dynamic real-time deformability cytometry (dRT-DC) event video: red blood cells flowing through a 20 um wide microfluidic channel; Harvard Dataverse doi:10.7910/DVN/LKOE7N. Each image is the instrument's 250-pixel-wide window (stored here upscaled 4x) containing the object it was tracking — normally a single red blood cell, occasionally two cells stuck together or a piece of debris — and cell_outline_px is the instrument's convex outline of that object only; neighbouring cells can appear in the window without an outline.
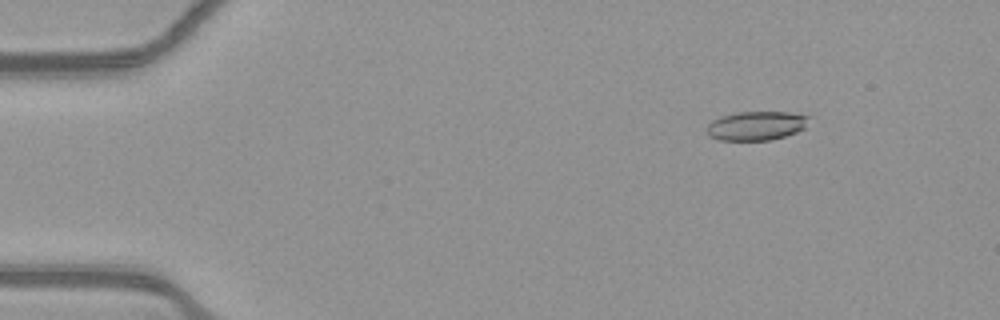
{"species": "common noctule bat (a hibernating species)", "species_latin": "Nyctalus noctula", "temperature_condition": "warm", "stored_images_in_passage": 53, "camera_frame_rate_fps": 3000, "um_per_image_px": 0.085, "animal": {"sex": "female", "body_mass_g": 21.9}, "frame": {"image": 1, "passage_image": 7, "time_ms": 2.0, "image_size_px": [1000, 320], "cell_outline_px": [[812, 116], [804, 128], [796, 132], [772, 140], [720, 140], [708, 136], [704, 132], [708, 124], [712, 120], [720, 116], [736, 112], [788, 112]], "centroid_in_image_um": [64.25, 10.68], "position_along_channel_um": 20.7, "area_um2": 17.51}}
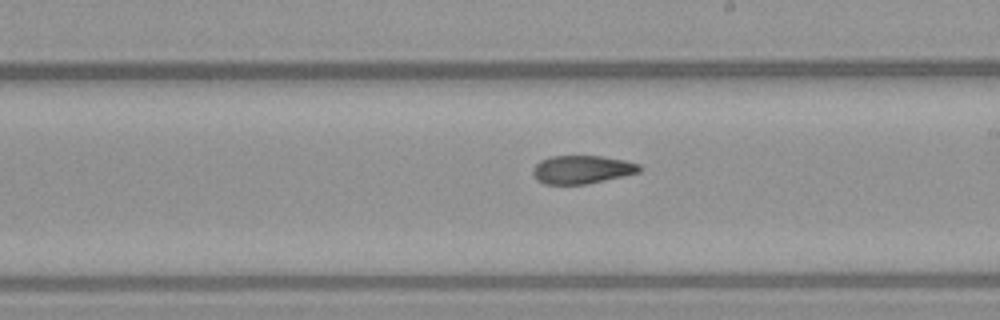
{"frame": {"image": 2, "passage_image": 31, "time_ms": 10.0, "image_size_px": [1000, 320], "cell_outline_px": [[640, 172], [588, 184], [544, 184], [536, 180], [532, 172], [532, 168], [540, 160], [552, 156], [600, 156], [624, 160], [640, 164]], "centroid_in_image_um": [49.44, 14.41], "position_along_channel_um": 239.6, "area_um2": 17.57}}
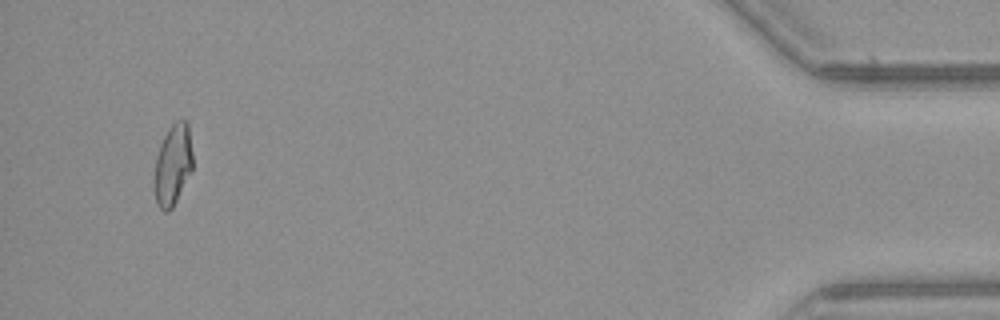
{"frame": {"image": 3, "passage_image": 51, "time_ms": 16.667, "image_size_px": [1000, 320], "cell_outline_px": [[192, 172], [172, 208], [168, 212], [164, 212], [156, 204], [156, 156], [160, 144], [168, 128], [176, 120], [188, 120], [192, 152]], "centroid_in_image_um": [14.73, 13.98], "position_along_channel_um": 420.5, "area_um2": 17.98}, "authors_computed_cell_mechanics": {"area_um2": 18.3226, "velocity_mm_per_s": 3.9061, "shape_relaxation_time_tau1_ms": 7.0293, "shape_relaxation_time_tau2_ms": 2.3185, "deformation_change_tau1": 0.2044, "deformation_change_tau2": 0.095}}